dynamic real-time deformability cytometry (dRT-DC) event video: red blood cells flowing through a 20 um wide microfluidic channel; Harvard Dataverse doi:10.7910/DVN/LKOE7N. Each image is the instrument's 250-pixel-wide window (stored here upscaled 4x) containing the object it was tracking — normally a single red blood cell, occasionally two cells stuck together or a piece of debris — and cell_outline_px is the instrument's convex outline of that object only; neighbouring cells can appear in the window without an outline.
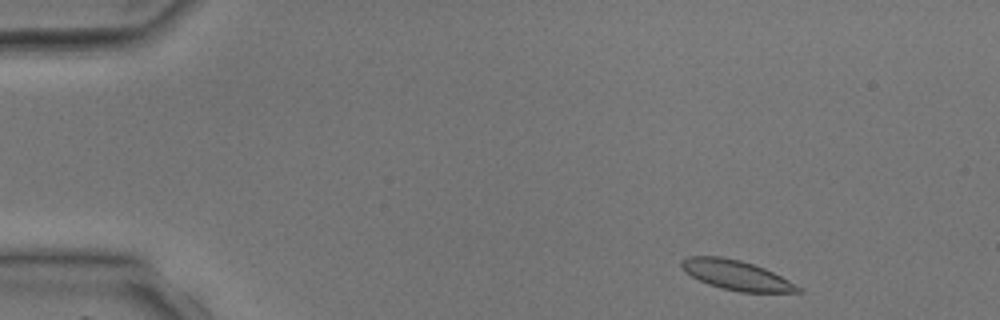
{"species": "common noctule bat (a hibernating species)", "species_latin": "Nyctalus noctula", "temperature_condition": "room temperature", "stored_images_in_passage": 3, "camera_frame_rate_fps": 3000, "um_per_image_px": 0.085, "animal": {"sex": "male", "body_mass_g": 17.9, "forearm_length_mm": 54.2}, "frame": {"image": 1, "passage_image": 1, "time_ms": 0.0, "image_size_px": [1000, 320], "cell_outline_px": [[804, 292], [740, 292], [708, 284], [684, 272], [680, 268], [680, 260], [688, 256], [720, 256], [740, 260], [764, 268], [804, 288]], "centroid_in_image_um": [62.57, 23.38], "position_along_channel_um": 22.4, "area_um2": 20.11}}
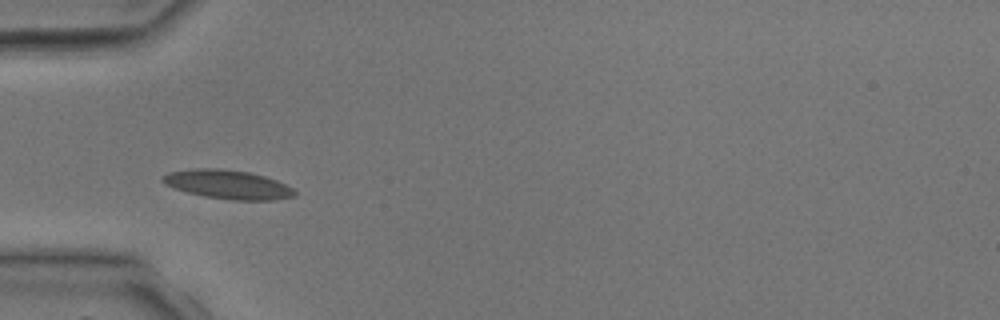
{"frame": {"image": 2, "passage_image": 3, "time_ms": 2.667, "image_size_px": [1000, 320], "cell_outline_px": [[296, 192], [292, 196], [272, 200], [232, 200], [204, 196], [188, 192], [164, 184], [160, 180], [160, 176], [168, 172], [192, 168], [220, 168], [248, 172], [264, 176], [276, 180], [292, 188]], "centroid_in_image_um": [19.3, 15.66], "position_along_channel_um": 65.7, "area_um2": 22.14}}